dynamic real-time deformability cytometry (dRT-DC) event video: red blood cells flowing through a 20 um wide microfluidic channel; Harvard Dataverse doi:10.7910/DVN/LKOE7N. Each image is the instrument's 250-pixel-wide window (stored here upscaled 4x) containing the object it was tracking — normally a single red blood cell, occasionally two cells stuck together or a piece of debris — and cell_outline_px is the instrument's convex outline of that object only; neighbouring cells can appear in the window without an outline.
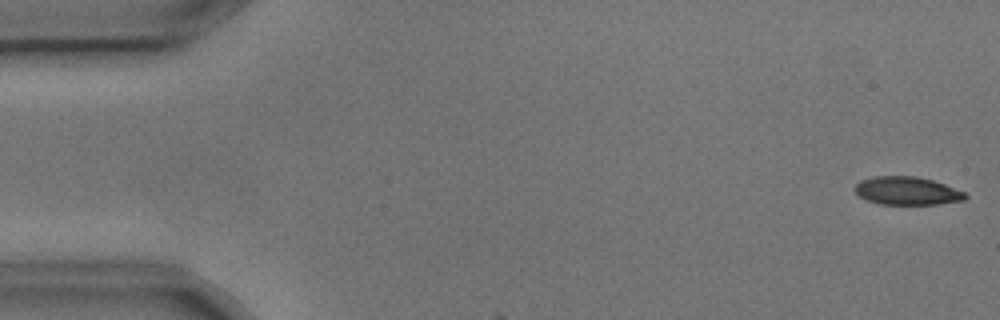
{"species": "common noctule bat (a hibernating species)", "species_latin": "Nyctalus noctula", "temperature_condition": "cold", "stored_images_in_passage": 3, "camera_frame_rate_fps": 3000, "um_per_image_px": 0.085, "animal": {"sex": "male", "body_mass_g": 17.9, "forearm_length_mm": 54.2}, "frame": {"image": 1, "passage_image": 1, "time_ms": 0.0, "image_size_px": [1000, 320], "cell_outline_px": [[968, 196], [964, 200], [936, 204], [880, 204], [868, 200], [860, 196], [852, 188], [860, 180], [872, 176], [916, 176], [932, 180], [944, 184], [964, 192]], "centroid_in_image_um": [77.07, 16.21], "position_along_channel_um": 7.9, "area_um2": 18.03}}